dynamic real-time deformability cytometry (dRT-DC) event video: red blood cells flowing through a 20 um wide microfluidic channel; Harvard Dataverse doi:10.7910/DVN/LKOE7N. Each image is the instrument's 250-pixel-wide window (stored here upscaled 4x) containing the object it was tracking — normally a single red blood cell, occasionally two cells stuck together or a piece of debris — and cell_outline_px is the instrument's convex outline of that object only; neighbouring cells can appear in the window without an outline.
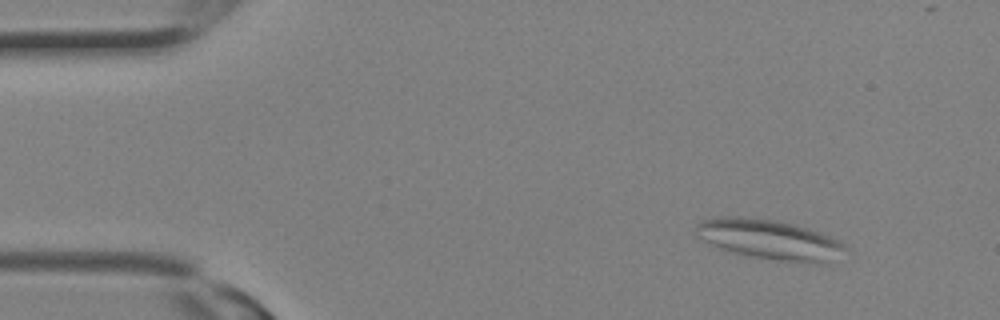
{"species": "Egyptian fruit bat (a non-hibernating species)", "species_latin": "Rousettus aegyptiacus", "temperature_condition": "room temperature", "stored_images_in_passage": 12, "camera_frame_rate_fps": 3000, "um_per_image_px": 0.085, "animal": {"sex": "female"}, "frame": {"image": 1, "passage_image": 3, "time_ms": 0.667, "image_size_px": [1000, 320], "cell_outline_px": [[848, 248], [828, 264], [820, 264], [780, 260], [756, 256], [736, 252], [720, 248], [696, 236], [696, 224], [700, 220], [720, 216], [744, 216], [776, 220], [808, 228], [820, 232], [840, 240]], "centroid_in_image_um": [65.44, 20.34], "position_along_channel_um": 19.6, "area_um2": 34.56}}
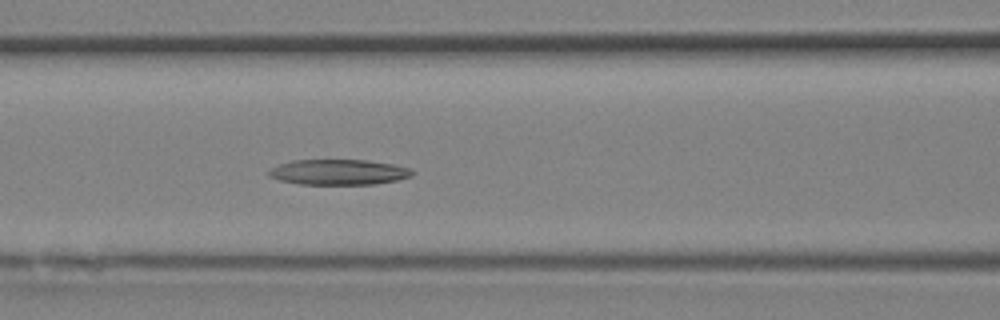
{"frame": {"image": 2, "passage_image": 12, "time_ms": 3.667, "image_size_px": [1000, 320], "cell_outline_px": [[416, 172], [412, 176], [396, 180], [376, 184], [300, 184], [280, 180], [268, 176], [268, 172], [272, 168], [280, 164], [292, 160], [368, 160], [392, 164], [408, 168]], "centroid_in_image_um": [28.79, 14.63], "position_along_channel_um": 137.8, "area_um2": 21.15}}